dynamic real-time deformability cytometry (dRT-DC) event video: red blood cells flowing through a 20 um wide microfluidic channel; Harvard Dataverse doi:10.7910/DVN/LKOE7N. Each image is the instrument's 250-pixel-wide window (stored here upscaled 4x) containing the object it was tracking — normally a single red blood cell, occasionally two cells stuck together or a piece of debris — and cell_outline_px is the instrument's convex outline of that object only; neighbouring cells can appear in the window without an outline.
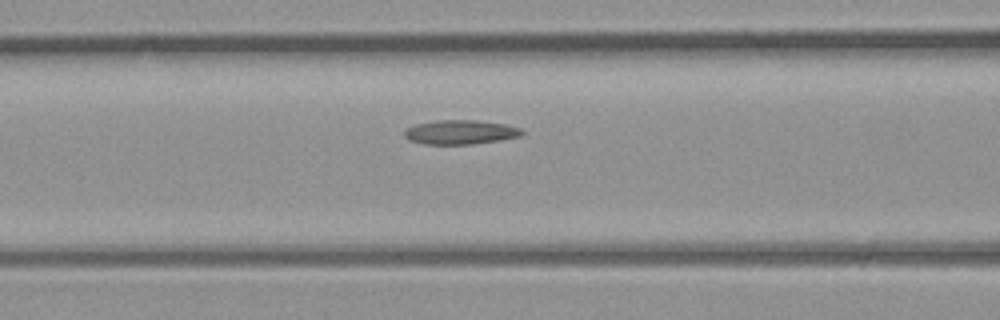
{"species": "common noctule bat (a hibernating species)", "species_latin": "Nyctalus noctula", "temperature_condition": "room temperature", "stored_images_in_passage": 17, "camera_frame_rate_fps": 3000, "um_per_image_px": 0.085, "animal": {"sex": "male", "body_mass_g": 23.1, "forearm_length_mm": 52.7}, "frame": {"image": 1, "passage_image": 6, "time_ms": 1.667, "image_size_px": [1000, 320], "cell_outline_px": [[524, 132], [520, 136], [500, 140], [472, 144], [424, 144], [408, 140], [404, 136], [404, 128], [416, 124], [440, 120], [476, 120], [504, 124], [520, 128]], "centroid_in_image_um": [39.09, 11.23], "position_along_channel_um": 127.5, "area_um2": 16.59}}
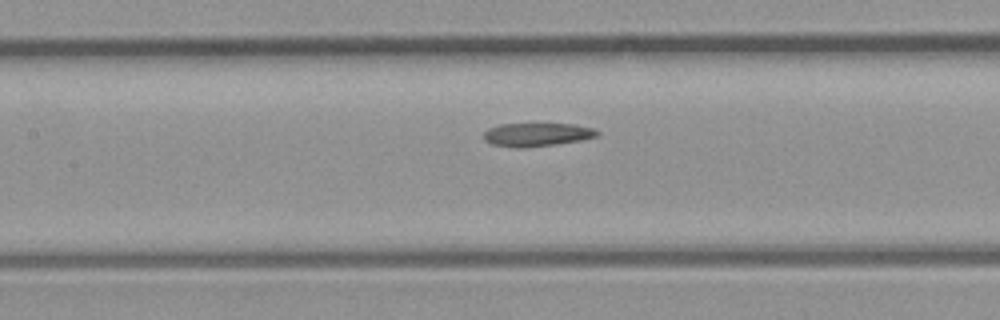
{"frame": {"image": 2, "passage_image": 8, "time_ms": 2.333, "image_size_px": [1000, 320], "cell_outline_px": [[600, 136], [580, 140], [556, 144], [524, 148], [516, 148], [492, 144], [484, 140], [484, 132], [488, 128], [500, 124], [576, 124], [592, 128], [600, 132]], "centroid_in_image_um": [45.65, 11.44], "position_along_channel_um": 161.8, "area_um2": 15.55}}
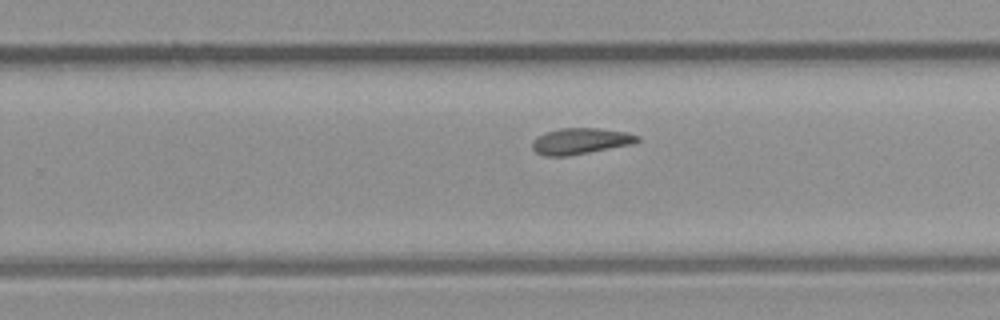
{"frame": {"image": 3, "passage_image": 15, "time_ms": 4.667, "image_size_px": [1000, 320], "cell_outline_px": [[640, 140], [632, 144], [568, 156], [544, 156], [536, 152], [532, 148], [532, 140], [544, 132], [560, 128], [596, 128], [628, 132], [640, 136]], "centroid_in_image_um": [49.32, 11.99], "position_along_channel_um": 280.5, "area_um2": 16.07}}